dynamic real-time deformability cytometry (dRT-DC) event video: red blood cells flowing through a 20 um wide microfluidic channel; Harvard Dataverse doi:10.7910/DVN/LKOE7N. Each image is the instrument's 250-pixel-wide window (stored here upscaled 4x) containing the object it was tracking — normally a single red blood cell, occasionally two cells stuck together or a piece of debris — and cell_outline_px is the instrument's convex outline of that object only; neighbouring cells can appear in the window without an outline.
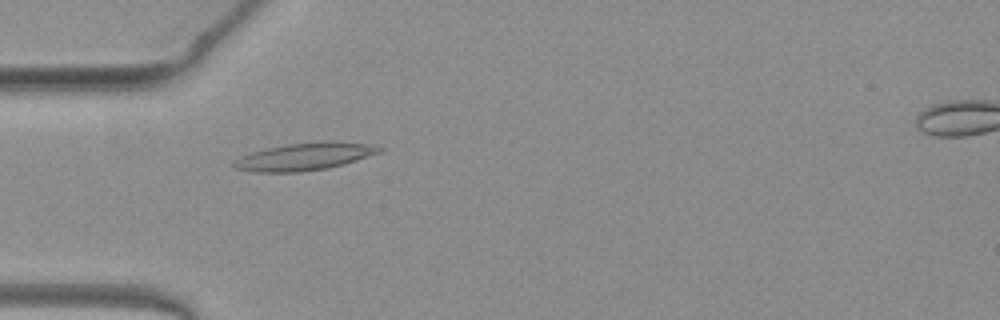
{"species": "common noctule bat (a hibernating species)", "species_latin": "Nyctalus noctula", "temperature_condition": "warm", "stored_images_in_passage": 52, "camera_frame_rate_fps": 3000, "um_per_image_px": 0.085, "animal": {"sex": "female", "body_mass_g": 19.3, "forearm_length_mm": 54.1}, "frame": {"image": 1, "passage_image": 16, "time_ms": 5.0, "image_size_px": [1000, 320], "cell_outline_px": [[384, 148], [380, 152], [344, 164], [328, 168], [300, 172], [252, 172], [232, 168], [232, 160], [240, 156], [264, 148], [288, 144], [376, 144]], "centroid_in_image_um": [25.75, 13.36], "position_along_channel_um": 59.3, "area_um2": 22.43}}
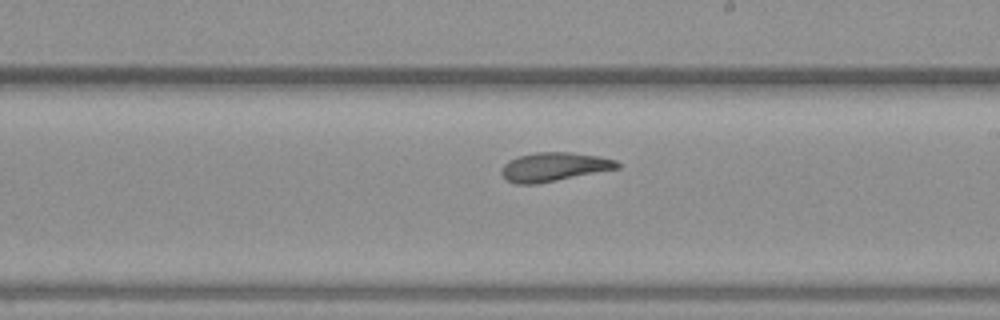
{"frame": {"image": 2, "passage_image": 30, "time_ms": 9.667, "image_size_px": [1000, 320], "cell_outline_px": [[620, 168], [536, 184], [516, 184], [508, 180], [500, 172], [504, 164], [508, 160], [520, 156], [536, 152], [572, 152], [600, 156], [616, 160], [620, 164]], "centroid_in_image_um": [47.11, 14.18], "position_along_channel_um": 241.9, "area_um2": 19.42}}
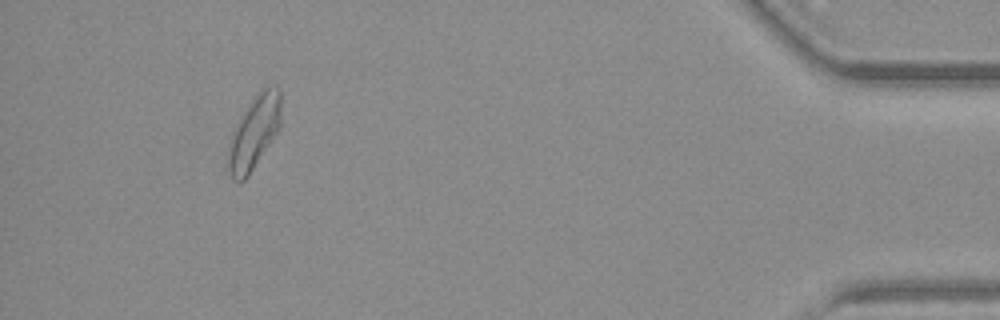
{"frame": {"image": 3, "passage_image": 48, "time_ms": 15.667, "image_size_px": [1000, 320], "cell_outline_px": [[280, 128], [248, 176], [244, 180], [232, 180], [228, 172], [228, 148], [232, 132], [240, 116], [256, 92], [264, 88], [276, 84], [280, 88]], "centroid_in_image_um": [21.6, 11.23], "position_along_channel_um": 413.6, "area_um2": 22.6}, "authors_computed_cell_mechanics": {"area_um2": 21.097, "velocity_mm_per_s": 3.9903, "shape_relaxation_time_tau1_ms": 9.7361, "shape_relaxation_time_tau2_ms": 2.7398, "deformation_change_tau1": 0.2823, "deformation_change_tau2": 0.109}}